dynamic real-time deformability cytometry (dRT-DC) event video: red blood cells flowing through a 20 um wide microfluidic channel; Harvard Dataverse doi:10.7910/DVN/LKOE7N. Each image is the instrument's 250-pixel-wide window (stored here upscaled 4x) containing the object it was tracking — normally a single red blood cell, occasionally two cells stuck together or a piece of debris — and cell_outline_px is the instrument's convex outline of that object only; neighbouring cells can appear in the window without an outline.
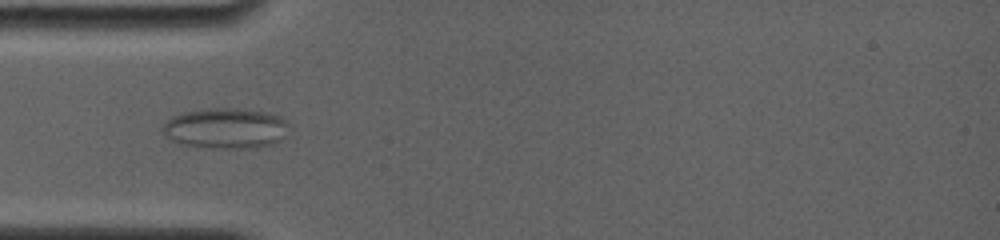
{"species": "common noctule bat (a hibernating species)", "species_latin": "Nyctalus noctula", "temperature_condition": "room temperature", "stored_images_in_passage": 9, "camera_frame_rate_fps": 4000, "um_per_image_px": 0.085, "animal": {"sex": "female", "body_mass_g": 19.0, "forearm_length_mm": 56.7}, "frame": {"image": 1, "passage_image": 7, "time_ms": 5.0, "image_size_px": [1000, 240], "cell_outline_px": [[288, 124], [284, 136], [280, 140], [272, 144], [252, 148], [204, 148], [180, 144], [172, 140], [164, 132], [164, 124], [172, 116], [184, 112], [208, 108], [232, 108], [268, 112], [280, 116]], "centroid_in_image_um": [19.18, 10.91], "position_along_channel_um": 65.8, "area_um2": 29.71}}
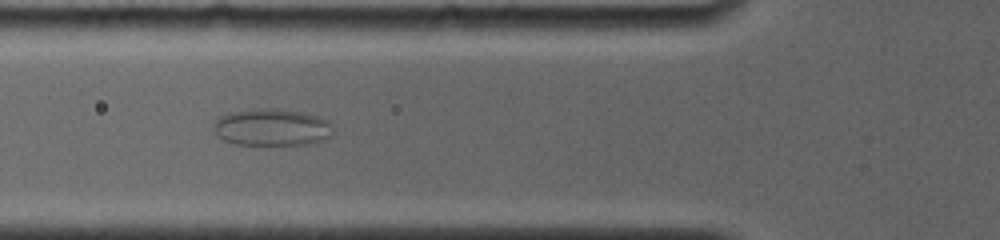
{"frame": {"image": 2, "passage_image": 8, "time_ms": 6.0, "image_size_px": [1000, 240], "cell_outline_px": [[332, 136], [324, 140], [312, 144], [232, 144], [216, 136], [212, 128], [216, 120], [220, 116], [232, 112], [268, 108], [272, 108], [304, 112], [328, 120], [332, 124]], "centroid_in_image_um": [23.12, 10.83], "position_along_channel_um": 102.7, "area_um2": 25.84}}